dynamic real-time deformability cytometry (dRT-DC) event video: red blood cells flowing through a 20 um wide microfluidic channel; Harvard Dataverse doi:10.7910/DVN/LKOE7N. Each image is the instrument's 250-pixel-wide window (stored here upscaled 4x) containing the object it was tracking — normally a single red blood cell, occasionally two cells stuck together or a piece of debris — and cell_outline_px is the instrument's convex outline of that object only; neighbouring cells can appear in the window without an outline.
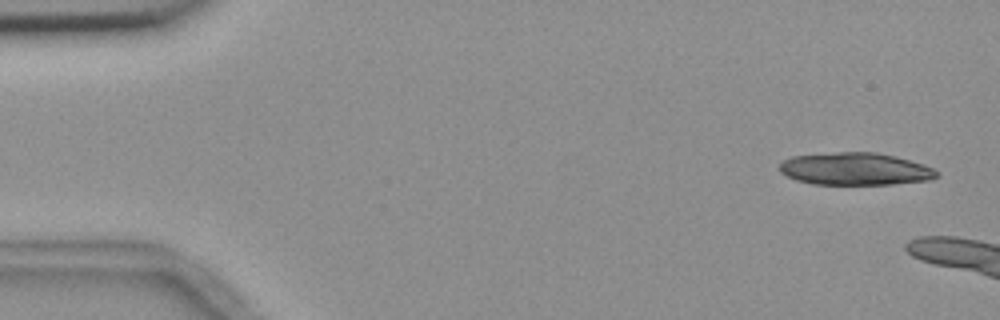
{"species": "common noctule bat (a hibernating species)", "species_latin": "Nyctalus noctula", "temperature_condition": "room temperature", "stored_images_in_passage": 3, "camera_frame_rate_fps": 3000, "um_per_image_px": 0.085, "animal": {"sex": "female", "body_mass_g": 18.4}, "frame": {"image": 1, "passage_image": 1, "time_ms": 0.0, "image_size_px": [1000, 320], "cell_outline_px": [[936, 176], [928, 180], [892, 184], [812, 184], [796, 180], [780, 172], [780, 164], [784, 160], [792, 156], [836, 152], [876, 152], [896, 156], [924, 164], [932, 168], [936, 172]], "centroid_in_image_um": [72.67, 14.35], "position_along_channel_um": 12.3, "area_um2": 29.54}}